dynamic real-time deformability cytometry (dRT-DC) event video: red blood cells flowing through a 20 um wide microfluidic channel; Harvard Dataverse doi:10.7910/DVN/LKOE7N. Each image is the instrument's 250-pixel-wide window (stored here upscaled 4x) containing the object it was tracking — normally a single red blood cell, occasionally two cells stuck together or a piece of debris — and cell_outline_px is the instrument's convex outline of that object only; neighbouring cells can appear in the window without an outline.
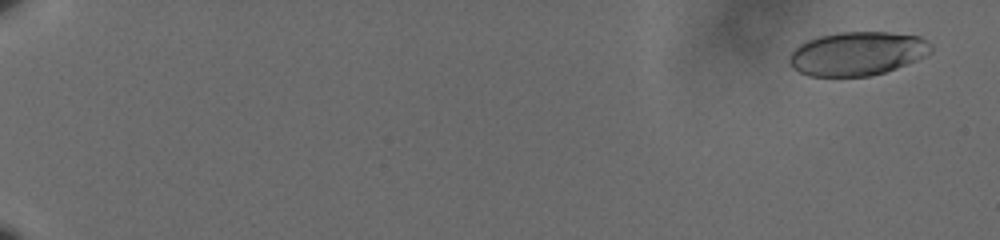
{"species": "human", "species_latin": "Homo sapiens", "temperature_condition": "cold", "stored_images_in_passage": 43, "camera_frame_rate_fps": 3000, "um_per_image_px": 0.085, "donor": {"sex": "male"}, "frame": {"image": 1, "passage_image": 2, "time_ms": 0.333, "image_size_px": [1000, 240], "cell_outline_px": [[932, 52], [916, 60], [896, 68], [884, 72], [868, 76], [808, 76], [792, 68], [788, 64], [788, 56], [800, 44], [808, 40], [820, 36], [840, 32], [888, 32], [920, 36], [932, 44]], "centroid_in_image_um": [72.86, 4.55], "position_along_channel_um": 12.1, "area_um2": 36.13}}
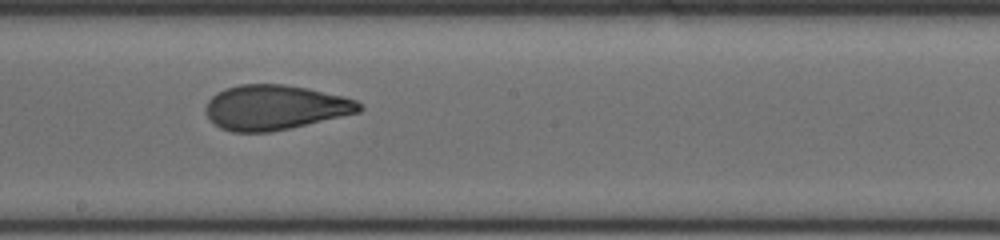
{"frame": {"image": 2, "passage_image": 24, "time_ms": 7.667, "image_size_px": [1000, 240], "cell_outline_px": [[364, 108], [360, 112], [272, 132], [232, 132], [220, 128], [204, 112], [204, 108], [208, 100], [216, 92], [224, 88], [240, 84], [284, 84], [308, 88], [344, 96], [356, 100]], "centroid_in_image_um": [23.36, 9.12], "position_along_channel_um": 224.8, "area_um2": 40.29}}
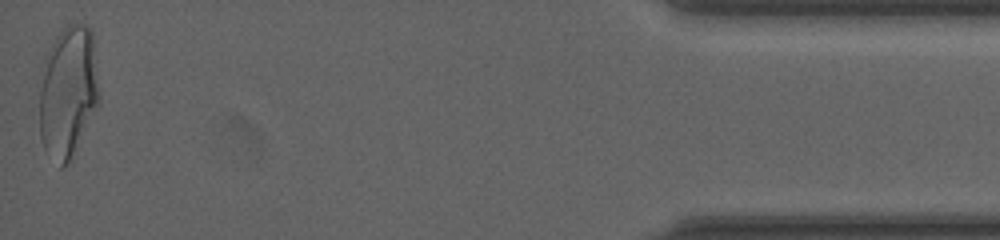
{"frame": {"image": 3, "passage_image": 43, "time_ms": 14.0, "image_size_px": [1000, 240], "cell_outline_px": [[100, 104], [72, 160], [68, 164], [60, 168], [44, 148], [40, 136], [40, 92], [44, 56], [60, 28], [68, 24], [84, 24], [92, 32], [100, 92]], "centroid_in_image_um": [5.81, 7.83], "position_along_channel_um": 429.4, "area_um2": 46.88}, "authors_computed_cell_mechanics": {"area_um2": 39.8242, "velocity_mm_per_s": 3.6266, "shape_relaxation_time_tau1_ms": 4.6093, "shape_relaxation_time_tau2_ms": 0.8844, "deformation_change_tau1": 0.1517, "deformation_change_tau2": 0.0515}}